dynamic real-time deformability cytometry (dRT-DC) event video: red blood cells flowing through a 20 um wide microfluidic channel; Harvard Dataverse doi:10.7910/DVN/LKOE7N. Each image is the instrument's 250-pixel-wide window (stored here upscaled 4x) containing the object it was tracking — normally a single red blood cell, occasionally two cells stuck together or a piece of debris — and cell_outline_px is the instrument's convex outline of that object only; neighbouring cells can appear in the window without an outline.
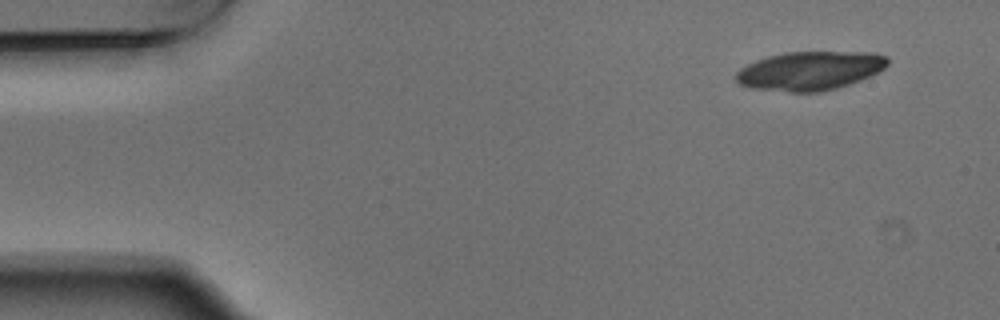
{"species": "Egyptian fruit bat (a non-hibernating species)", "species_latin": "Rousettus aegyptiacus", "temperature_condition": "warm", "stored_images_in_passage": 4, "camera_frame_rate_fps": 3000, "um_per_image_px": 0.085, "animal": {"sex": "male"}, "frame": {"image": 1, "passage_image": 1, "time_ms": 0.0, "image_size_px": [1000, 320], "cell_outline_px": [[888, 64], [884, 68], [860, 80], [836, 88], [820, 92], [788, 92], [748, 88], [740, 84], [736, 80], [736, 72], [740, 68], [756, 60], [768, 56], [788, 52], [876, 52], [888, 56]], "centroid_in_image_um": [68.83, 6.01], "position_along_channel_um": 16.2, "area_um2": 34.33}}